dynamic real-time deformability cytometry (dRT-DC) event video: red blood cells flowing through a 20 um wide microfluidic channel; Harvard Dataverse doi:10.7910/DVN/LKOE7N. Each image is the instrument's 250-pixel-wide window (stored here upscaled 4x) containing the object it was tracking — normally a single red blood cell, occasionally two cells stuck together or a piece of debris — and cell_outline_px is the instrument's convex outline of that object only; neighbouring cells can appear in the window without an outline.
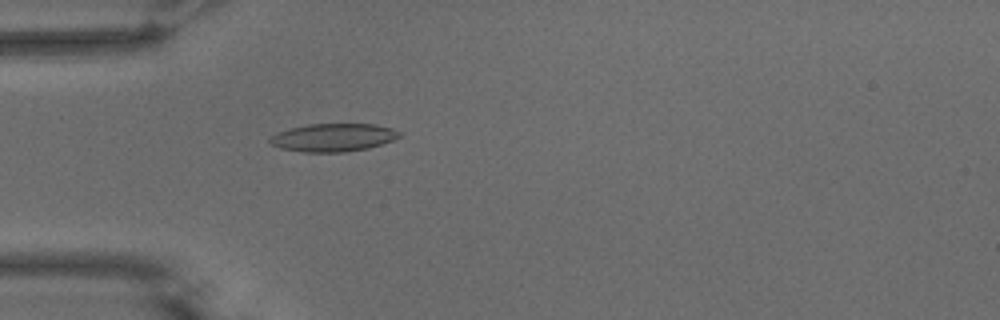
{"species": "common noctule bat (a hibernating species)", "species_latin": "Nyctalus noctula", "temperature_condition": "warm", "stored_images_in_passage": 55, "camera_frame_rate_fps": 3000, "um_per_image_px": 0.085, "animal": {"sex": "male", "body_mass_g": 15.6}, "frame": {"image": 1, "passage_image": 17, "time_ms": 5.333, "image_size_px": [1000, 320], "cell_outline_px": [[400, 136], [392, 140], [368, 148], [344, 152], [304, 152], [280, 148], [272, 144], [268, 140], [276, 132], [308, 124], [376, 124], [392, 128], [400, 132]], "centroid_in_image_um": [28.32, 11.68], "position_along_channel_um": 56.7, "area_um2": 20.98}}
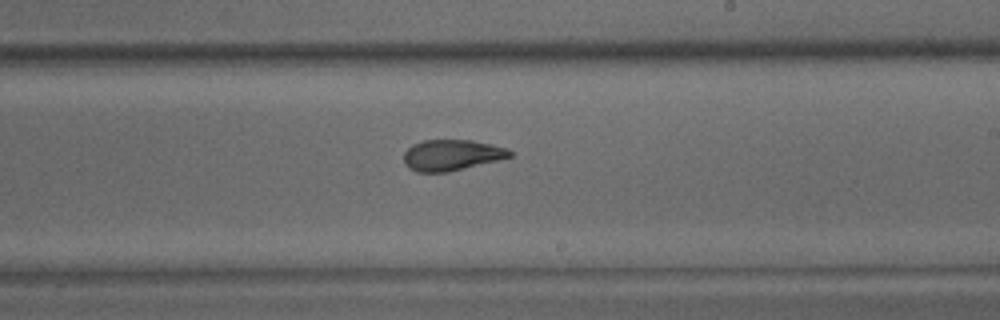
{"frame": {"image": 2, "passage_image": 33, "time_ms": 10.667, "image_size_px": [1000, 320], "cell_outline_px": [[512, 156], [500, 160], [448, 172], [416, 172], [408, 168], [404, 164], [404, 152], [412, 144], [424, 140], [472, 140], [508, 148], [512, 152]], "centroid_in_image_um": [38.38, 13.19], "position_along_channel_um": 250.6, "area_um2": 19.25}}
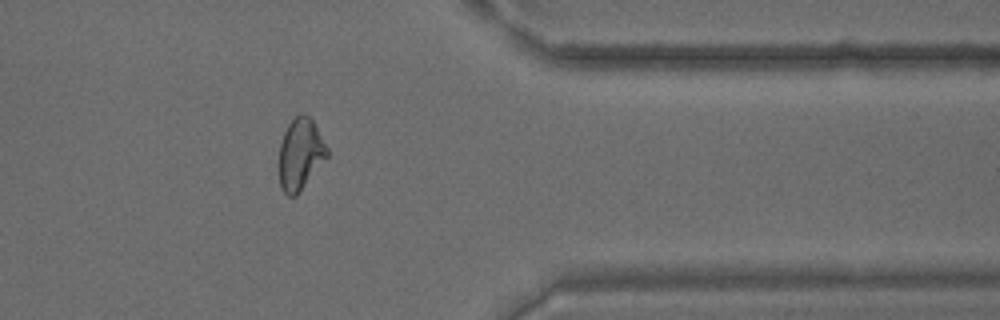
{"frame": {"image": 3, "passage_image": 45, "time_ms": 14.667, "image_size_px": [1000, 320], "cell_outline_px": [[328, 156], [296, 196], [288, 196], [280, 188], [280, 144], [284, 132], [288, 124], [300, 112], [304, 112], [312, 120], [328, 148]], "centroid_in_image_um": [25.53, 13.09], "position_along_channel_um": 385.9, "area_um2": 19.77}, "authors_computed_cell_mechanics": {"area_um2": 20.4034, "velocity_mm_per_s": 3.7244, "shape_relaxation_time_tau1_ms": 6.2961, "shape_relaxation_time_tau2_ms": 2.1401, "deformation_change_tau1": 0.223, "deformation_change_tau2": 0.0945}}